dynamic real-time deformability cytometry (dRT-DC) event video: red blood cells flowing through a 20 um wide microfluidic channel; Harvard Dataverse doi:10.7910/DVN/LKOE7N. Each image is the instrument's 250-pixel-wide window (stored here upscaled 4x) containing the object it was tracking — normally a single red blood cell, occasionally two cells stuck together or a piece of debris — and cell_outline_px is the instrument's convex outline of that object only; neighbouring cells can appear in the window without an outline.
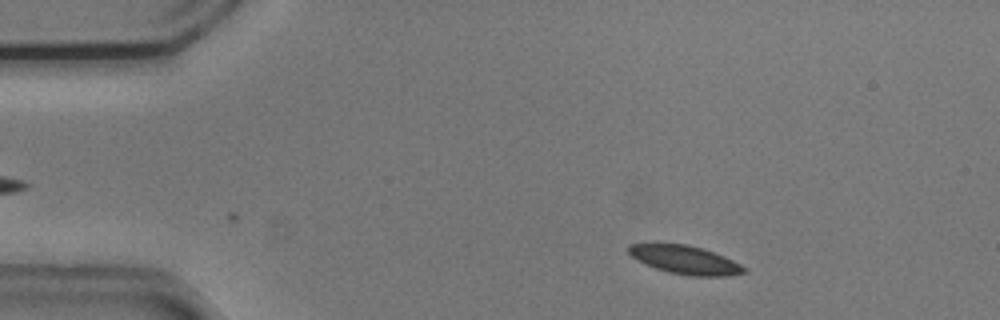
{"species": "common noctule bat (a hibernating species)", "species_latin": "Nyctalus noctula", "temperature_condition": "cold", "stored_images_in_passage": 40, "camera_frame_rate_fps": 3000, "um_per_image_px": 0.085, "animal": {"sex": "male", "body_mass_g": 20.5, "forearm_length_mm": 52.5}, "frame": {"image": 1, "passage_image": 2, "time_ms": 0.333, "image_size_px": [1000, 320], "cell_outline_px": [[748, 272], [728, 276], [692, 276], [668, 272], [656, 268], [632, 256], [628, 252], [628, 244], [688, 244], [724, 256], [748, 268]], "centroid_in_image_um": [58.3, 22.1], "position_along_channel_um": 26.7, "area_um2": 18.84}}
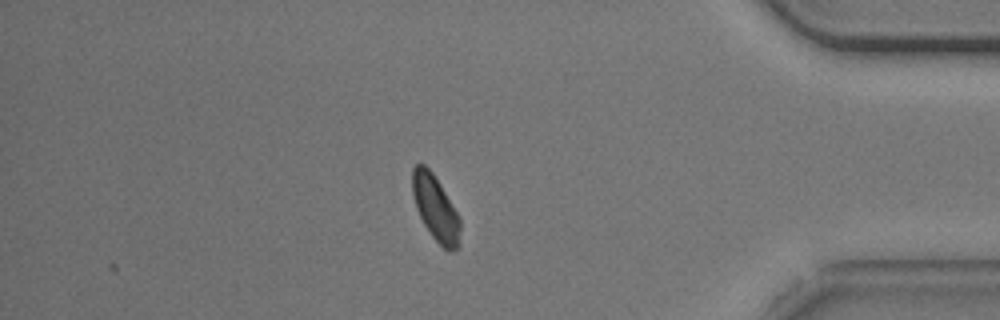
{"frame": {"image": 2, "passage_image": 40, "time_ms": 13.0, "image_size_px": [1000, 320], "cell_outline_px": [[460, 244], [456, 248], [448, 252], [432, 236], [424, 224], [416, 208], [412, 196], [412, 168], [416, 164], [424, 164], [432, 172], [440, 184], [456, 212], [460, 220]], "centroid_in_image_um": [37.0, 17.68], "position_along_channel_um": 398.2, "area_um2": 17.98}, "authors_computed_cell_mechanics": {"area_um2": 19.7676, "velocity_mm_per_s": 3.6924, "shape_relaxation_time_tau1_ms": 1.7537, "shape_relaxation_time_tau2_ms": null, "deformation_change_tau1": 0.0641, "deformation_change_tau2": null}}